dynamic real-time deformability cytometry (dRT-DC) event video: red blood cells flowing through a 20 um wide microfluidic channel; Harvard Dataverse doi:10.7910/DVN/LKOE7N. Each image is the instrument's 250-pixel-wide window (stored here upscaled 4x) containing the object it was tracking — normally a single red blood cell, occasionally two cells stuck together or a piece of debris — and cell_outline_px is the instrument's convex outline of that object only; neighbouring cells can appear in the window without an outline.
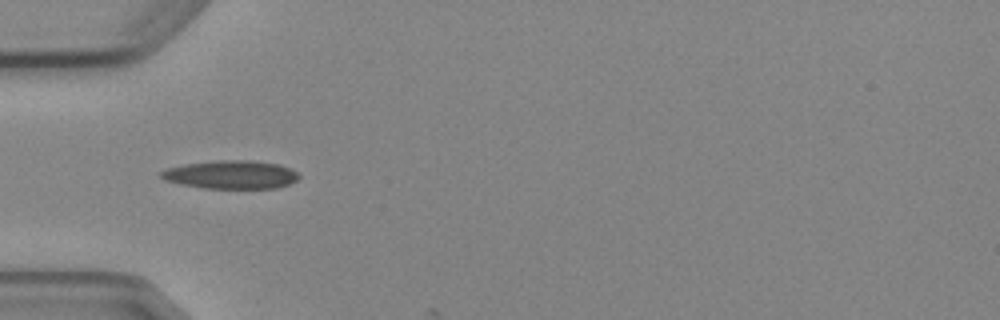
{"species": "Egyptian fruit bat (a non-hibernating species)", "species_latin": "Rousettus aegyptiacus", "temperature_condition": "cold", "stored_images_in_passage": 7, "camera_frame_rate_fps": 3000, "um_per_image_px": 0.085, "animal": {"sex": "female"}, "frame": {"image": 1, "passage_image": 5, "time_ms": 5.0, "image_size_px": [1000, 320], "cell_outline_px": [[300, 176], [296, 180], [288, 184], [276, 188], [204, 188], [180, 184], [164, 180], [160, 176], [160, 172], [168, 168], [184, 164], [220, 160], [252, 160], [280, 164], [296, 172]], "centroid_in_image_um": [19.62, 14.84], "position_along_channel_um": 65.4, "area_um2": 22.66}}
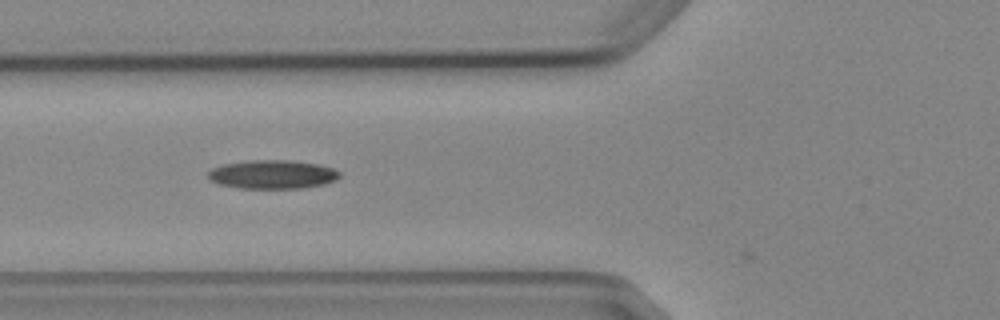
{"frame": {"image": 2, "passage_image": 6, "time_ms": 6.0, "image_size_px": [1000, 320], "cell_outline_px": [[340, 176], [336, 180], [324, 184], [304, 188], [240, 188], [220, 184], [212, 180], [208, 176], [208, 172], [212, 168], [224, 164], [248, 160], [292, 160], [320, 164], [332, 168], [340, 172]], "centroid_in_image_um": [23.2, 14.82], "position_along_channel_um": 102.6, "area_um2": 22.02}}